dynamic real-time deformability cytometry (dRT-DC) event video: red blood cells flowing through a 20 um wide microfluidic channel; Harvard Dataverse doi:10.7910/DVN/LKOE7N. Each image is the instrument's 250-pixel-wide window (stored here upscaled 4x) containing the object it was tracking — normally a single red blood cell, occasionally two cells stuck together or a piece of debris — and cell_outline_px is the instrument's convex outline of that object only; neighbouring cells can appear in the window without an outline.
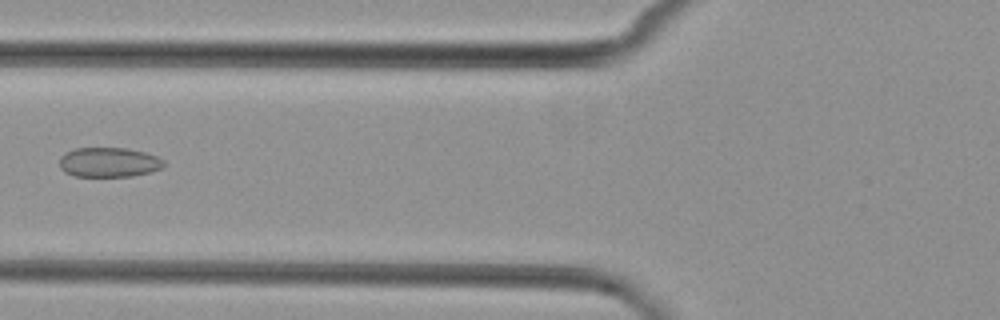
{"species": "common noctule bat (a hibernating species)", "species_latin": "Nyctalus noctula", "temperature_condition": "cold", "stored_images_in_passage": 6, "camera_frame_rate_fps": 3000, "um_per_image_px": 0.085, "animal": {"sex": "female", "body_mass_g": 29.2, "forearm_length_mm": 56.3}, "frame": {"image": 1, "passage_image": 6, "time_ms": 6.667, "image_size_px": [1000, 320], "cell_outline_px": [[164, 164], [160, 168], [152, 172], [132, 176], [72, 176], [64, 172], [60, 168], [60, 156], [76, 148], [128, 148], [144, 152], [156, 156], [164, 160]], "centroid_in_image_um": [9.25, 13.8], "position_along_channel_um": 116.6, "area_um2": 18.03}}